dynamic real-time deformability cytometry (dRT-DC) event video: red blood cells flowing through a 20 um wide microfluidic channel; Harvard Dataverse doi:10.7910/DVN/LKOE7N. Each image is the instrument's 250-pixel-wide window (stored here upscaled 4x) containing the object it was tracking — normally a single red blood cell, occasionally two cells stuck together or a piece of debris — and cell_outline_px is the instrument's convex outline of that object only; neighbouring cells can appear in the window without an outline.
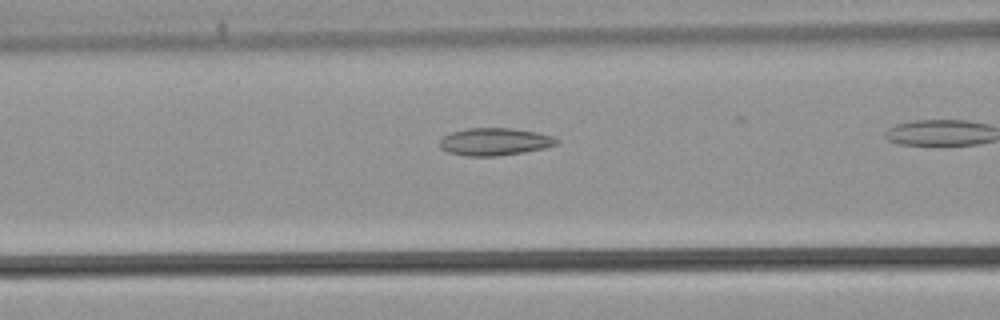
{"species": "common noctule bat (a hibernating species)", "species_latin": "Nyctalus noctula", "temperature_condition": "warm", "stored_images_in_passage": 28, "camera_frame_rate_fps": 3000, "um_per_image_px": 0.085, "animal": {"sex": "male", "body_mass_g": 21.5, "forearm_length_mm": 52.0}, "frame": {"image": 1, "passage_image": 13, "time_ms": 4.0, "image_size_px": [1000, 320], "cell_outline_px": [[560, 140], [556, 144], [544, 148], [524, 152], [496, 156], [468, 156], [448, 152], [440, 148], [440, 140], [444, 136], [452, 132], [468, 128], [512, 128], [536, 132], [552, 136]], "centroid_in_image_um": [42.05, 12.04], "position_along_channel_um": 124.6, "area_um2": 18.61}}
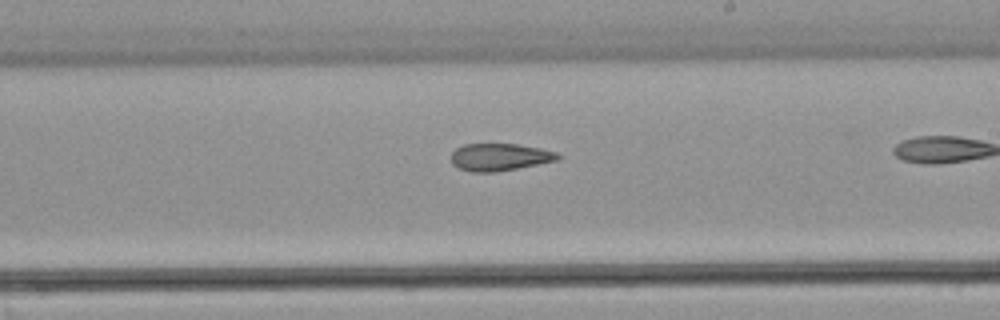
{"frame": {"image": 2, "passage_image": 20, "time_ms": 6.333, "image_size_px": [1000, 320], "cell_outline_px": [[560, 156], [556, 160], [496, 172], [472, 172], [456, 168], [452, 164], [452, 152], [456, 148], [464, 144], [516, 144], [540, 148], [556, 152]], "centroid_in_image_um": [42.41, 13.35], "position_along_channel_um": 246.6, "area_um2": 16.82}}